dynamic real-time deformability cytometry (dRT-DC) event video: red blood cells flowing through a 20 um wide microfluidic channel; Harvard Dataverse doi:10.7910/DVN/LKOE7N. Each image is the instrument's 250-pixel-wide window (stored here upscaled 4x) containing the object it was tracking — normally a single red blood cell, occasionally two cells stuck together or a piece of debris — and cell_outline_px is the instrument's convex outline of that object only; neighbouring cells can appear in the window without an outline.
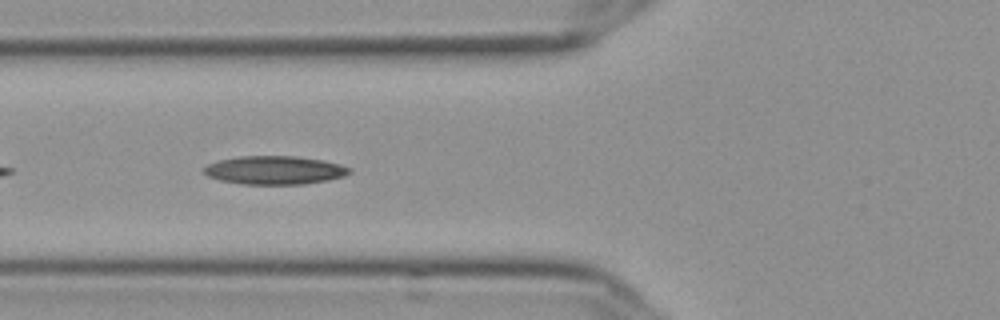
{"species": "Egyptian fruit bat (a non-hibernating species)", "species_latin": "Rousettus aegyptiacus", "temperature_condition": "cold", "stored_images_in_passage": 15, "camera_frame_rate_fps": 3000, "um_per_image_px": 0.085, "frame": {"image": 1, "passage_image": 5, "time_ms": 1.333, "image_size_px": [1000, 320], "cell_outline_px": [[352, 172], [344, 176], [328, 180], [304, 184], [240, 184], [220, 180], [208, 176], [204, 172], [204, 168], [208, 164], [220, 160], [240, 156], [296, 156], [324, 160], [340, 164], [352, 168]], "centroid_in_image_um": [23.39, 14.46], "position_along_channel_um": 102.4, "area_um2": 24.16}}
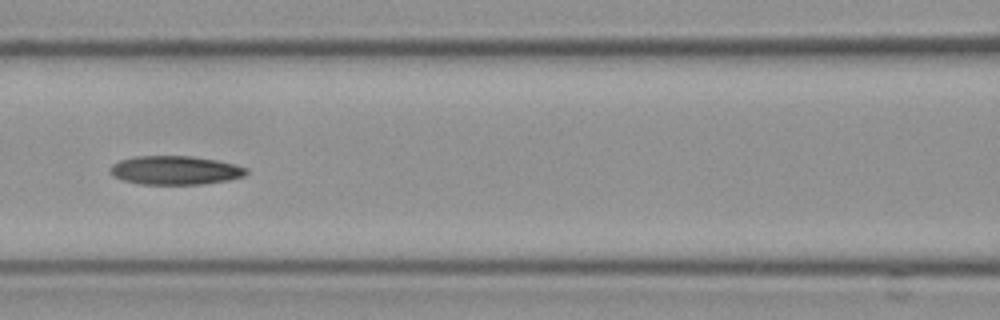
{"frame": {"image": 2, "passage_image": 9, "time_ms": 2.667, "image_size_px": [1000, 320], "cell_outline_px": [[248, 172], [244, 176], [228, 180], [204, 184], [140, 184], [124, 180], [112, 176], [108, 172], [108, 168], [112, 164], [120, 160], [136, 156], [192, 156], [216, 160], [248, 168]], "centroid_in_image_um": [14.85, 14.47], "position_along_channel_um": 151.7, "area_um2": 22.89}}